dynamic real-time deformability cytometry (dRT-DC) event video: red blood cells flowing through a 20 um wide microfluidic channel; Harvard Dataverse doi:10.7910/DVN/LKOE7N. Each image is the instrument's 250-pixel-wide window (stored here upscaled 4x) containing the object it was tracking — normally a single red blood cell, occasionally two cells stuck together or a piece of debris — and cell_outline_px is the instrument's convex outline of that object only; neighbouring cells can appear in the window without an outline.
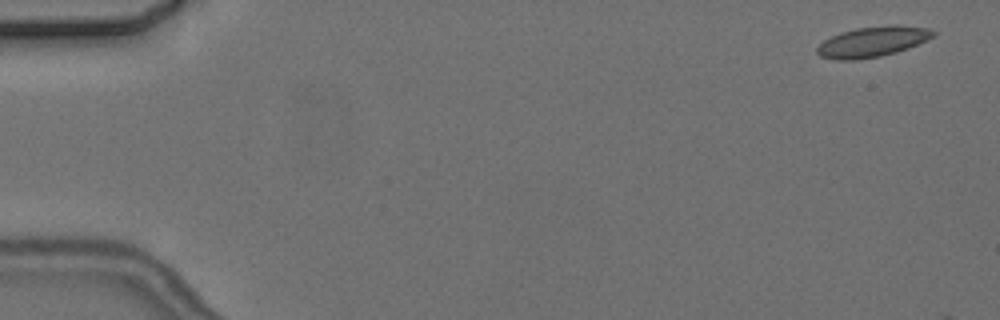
{"species": "common noctule bat (a hibernating species)", "species_latin": "Nyctalus noctula", "temperature_condition": "cold", "stored_images_in_passage": 4, "camera_frame_rate_fps": 3000, "um_per_image_px": 0.085, "animal": {"sex": "female", "body_mass_g": 24.6, "forearm_length_mm": 56.2}, "frame": {"image": 1, "passage_image": 1, "time_ms": 0.0, "image_size_px": [1000, 320], "cell_outline_px": [[936, 36], [928, 40], [908, 48], [896, 52], [880, 56], [856, 60], [836, 60], [820, 56], [816, 52], [816, 48], [824, 40], [840, 32], [856, 28], [892, 24], [896, 24], [928, 28], [936, 32]], "centroid_in_image_um": [74.19, 3.54], "position_along_channel_um": 10.8, "area_um2": 20.75}}
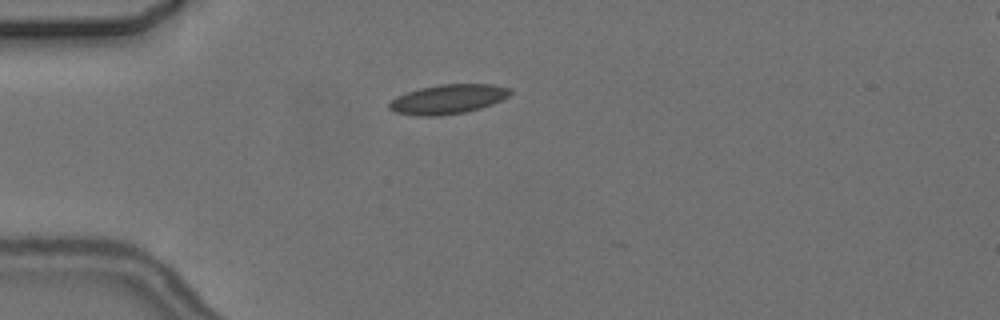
{"frame": {"image": 2, "passage_image": 4, "time_ms": 4.333, "image_size_px": [1000, 320], "cell_outline_px": [[512, 92], [508, 96], [492, 104], [480, 108], [464, 112], [440, 116], [416, 116], [396, 112], [388, 108], [388, 104], [396, 96], [420, 88], [440, 84], [492, 84], [512, 88]], "centroid_in_image_um": [38.08, 8.43], "position_along_channel_um": 46.9, "area_um2": 20.75}}